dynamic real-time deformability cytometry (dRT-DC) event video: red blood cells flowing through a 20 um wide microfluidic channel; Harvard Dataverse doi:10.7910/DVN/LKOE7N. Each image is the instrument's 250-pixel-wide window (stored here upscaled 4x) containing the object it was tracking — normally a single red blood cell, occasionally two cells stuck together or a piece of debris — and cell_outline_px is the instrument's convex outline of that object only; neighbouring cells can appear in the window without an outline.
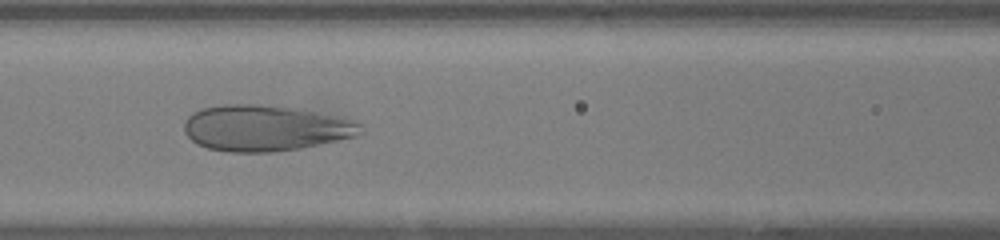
{"species": "human", "species_latin": "Homo sapiens", "temperature_condition": "warm", "stored_images_in_passage": 46, "camera_frame_rate_fps": 3000, "um_per_image_px": 0.085, "donor": {"sex": "female"}, "frame": {"image": 1, "passage_image": 18, "time_ms": 5.667, "image_size_px": [1000, 240], "cell_outline_px": [[364, 132], [356, 136], [300, 148], [272, 152], [228, 152], [208, 148], [196, 144], [184, 132], [184, 120], [192, 112], [200, 108], [224, 104], [260, 104], [296, 108], [356, 120], [364, 124]], "centroid_in_image_um": [22.55, 10.88], "position_along_channel_um": 144.1, "area_um2": 47.63}}
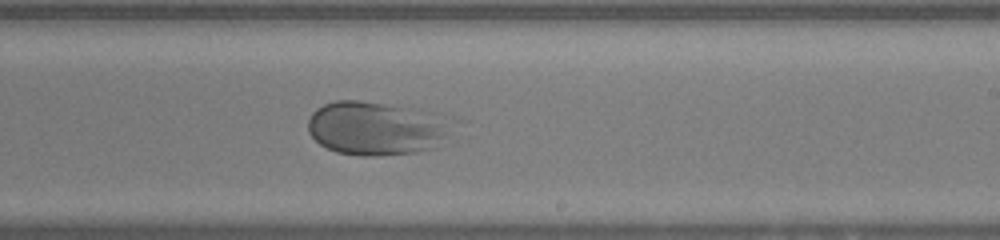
{"frame": {"image": 2, "passage_image": 26, "time_ms": 8.333, "image_size_px": [1000, 240], "cell_outline_px": [[460, 120], [432, 148], [416, 152], [380, 156], [360, 156], [336, 152], [320, 144], [308, 132], [308, 120], [312, 112], [316, 108], [324, 104], [336, 100], [360, 100], [416, 108], [456, 116]], "centroid_in_image_um": [32.06, 10.87], "position_along_channel_um": 256.9, "area_um2": 46.12}}
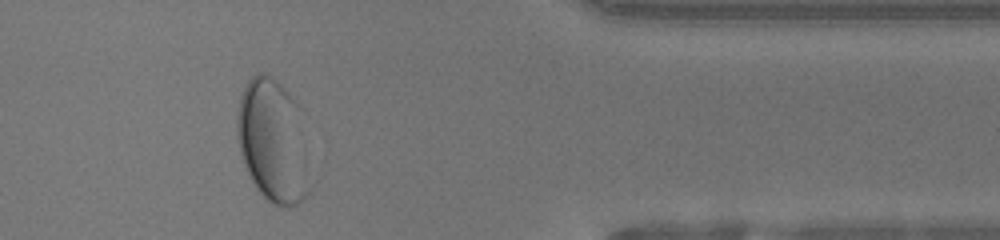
{"frame": {"image": 3, "passage_image": 37, "time_ms": 12.0, "image_size_px": [1000, 240], "cell_outline_px": [[316, 180], [312, 188], [296, 204], [284, 208], [268, 200], [256, 188], [244, 164], [240, 152], [236, 132], [236, 116], [240, 96], [248, 80], [256, 72], [264, 72], [272, 76], [300, 104]], "centroid_in_image_um": [23.3, 12.0], "position_along_channel_um": 388.1, "area_um2": 54.56}}